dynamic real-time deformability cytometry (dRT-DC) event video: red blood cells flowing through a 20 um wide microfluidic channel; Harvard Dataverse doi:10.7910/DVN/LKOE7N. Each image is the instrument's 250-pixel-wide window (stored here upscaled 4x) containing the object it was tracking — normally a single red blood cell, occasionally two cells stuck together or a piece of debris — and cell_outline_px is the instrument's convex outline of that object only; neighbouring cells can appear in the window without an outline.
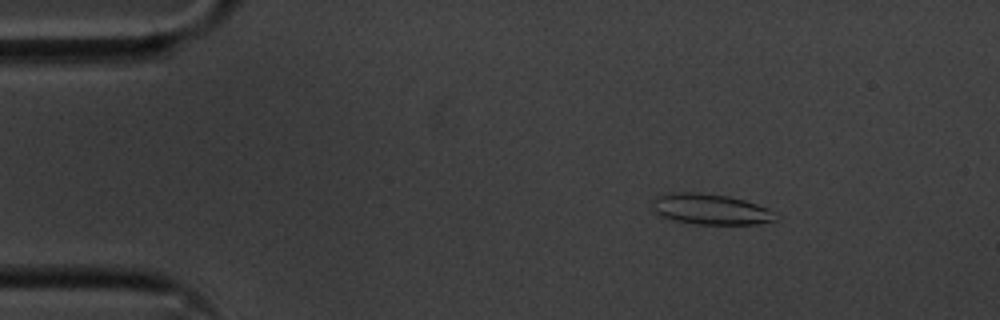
{"species": "common noctule bat (a hibernating species)", "species_latin": "Nyctalus noctula", "temperature_condition": "cold", "stored_images_in_passage": 55, "camera_frame_rate_fps": 3000, "um_per_image_px": 0.085, "animal": {"sex": "male", "body_mass_g": 20.1, "forearm_length_mm": 53.5}, "frame": {"image": 1, "passage_image": 7, "time_ms": 2.0, "image_size_px": [1000, 320], "cell_outline_px": [[776, 220], [756, 224], [692, 224], [660, 216], [652, 212], [652, 200], [660, 196], [672, 192], [696, 192], [728, 196], [744, 200], [768, 208], [772, 212]], "centroid_in_image_um": [60.33, 17.78], "position_along_channel_um": 24.7, "area_um2": 21.91}}
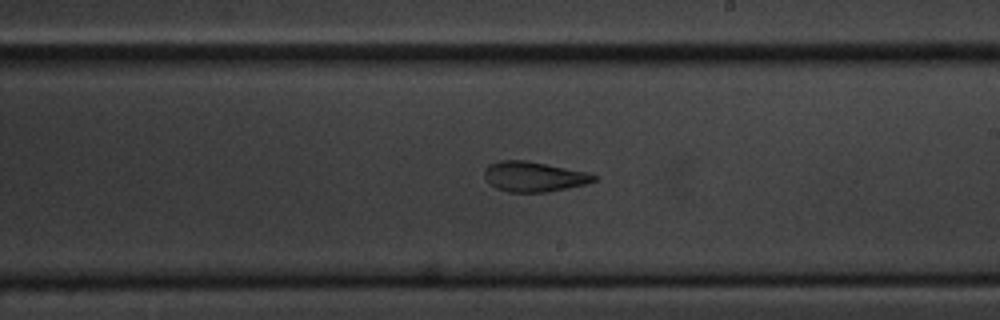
{"frame": {"image": 2, "passage_image": 31, "time_ms": 10.0, "image_size_px": [1000, 320], "cell_outline_px": [[600, 176], [596, 180], [584, 184], [568, 188], [548, 192], [508, 192], [496, 188], [484, 176], [484, 168], [488, 164], [500, 160], [524, 160], [588, 172]], "centroid_in_image_um": [45.39, 15.01], "position_along_channel_um": 243.6, "area_um2": 19.19}}
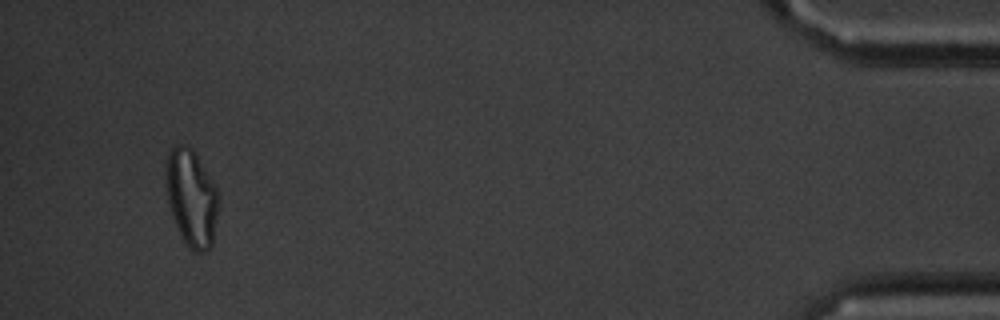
{"frame": {"image": 3, "passage_image": 52, "time_ms": 17.0, "image_size_px": [1000, 320], "cell_outline_px": [[220, 200], [212, 244], [204, 252], [196, 252], [184, 240], [172, 216], [168, 200], [164, 172], [168, 156], [172, 148], [176, 144], [184, 144], [192, 148], [216, 188], [220, 196]], "centroid_in_image_um": [16.28, 16.79], "position_along_channel_um": 418.9, "area_um2": 29.42}, "authors_computed_cell_mechanics": {"area_um2": 21.1548, "velocity_mm_per_s": 3.5613, "shape_relaxation_time_tau1_ms": null, "shape_relaxation_time_tau2_ms": 2.4611, "deformation_change_tau1": null, "deformation_change_tau2": 0.1029}}